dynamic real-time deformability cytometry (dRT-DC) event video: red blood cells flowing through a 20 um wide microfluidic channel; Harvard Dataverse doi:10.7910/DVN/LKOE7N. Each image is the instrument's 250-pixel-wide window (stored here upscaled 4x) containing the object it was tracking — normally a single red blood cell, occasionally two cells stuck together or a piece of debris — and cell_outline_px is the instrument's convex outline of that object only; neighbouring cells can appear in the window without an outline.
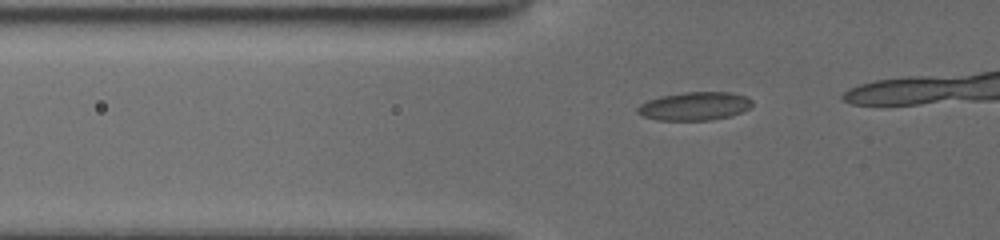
{"species": "common noctule bat (a hibernating species)", "species_latin": "Nyctalus noctula", "temperature_condition": "cold", "stored_images_in_passage": 21, "camera_frame_rate_fps": 3000, "um_per_image_px": 0.085, "animal": {"sex": "female", "body_mass_g": 19.5, "forearm_length_mm": 54.1}, "frame": {"image": 1, "passage_image": 15, "time_ms": 4.667, "image_size_px": [1000, 240], "cell_outline_px": [[752, 104], [748, 108], [740, 112], [728, 116], [708, 120], [656, 120], [644, 116], [636, 112], [636, 108], [640, 104], [648, 100], [660, 96], [684, 92], [728, 92], [744, 96], [752, 100]], "centroid_in_image_um": [58.98, 9.02], "position_along_channel_um": 66.8, "area_um2": 18.73}}